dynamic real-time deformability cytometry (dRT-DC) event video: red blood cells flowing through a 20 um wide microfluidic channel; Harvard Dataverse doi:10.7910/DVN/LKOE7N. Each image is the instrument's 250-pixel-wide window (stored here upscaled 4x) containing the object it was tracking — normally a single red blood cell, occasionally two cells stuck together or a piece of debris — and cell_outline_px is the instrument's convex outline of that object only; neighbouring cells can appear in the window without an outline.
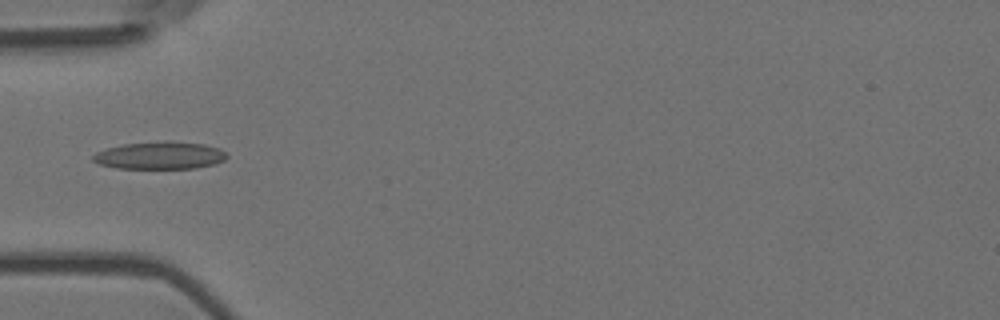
{"species": "Egyptian fruit bat (a non-hibernating species)", "species_latin": "Rousettus aegyptiacus", "temperature_condition": "room temperature", "stored_images_in_passage": 9, "camera_frame_rate_fps": 3000, "um_per_image_px": 0.085, "animal": {"sex": "female"}, "frame": {"image": 1, "passage_image": 6, "time_ms": 1.667, "image_size_px": [1000, 320], "cell_outline_px": [[228, 156], [224, 160], [216, 164], [196, 168], [116, 168], [100, 164], [92, 160], [92, 156], [96, 152], [108, 148], [124, 144], [164, 140], [172, 140], [204, 144], [220, 148]], "centroid_in_image_um": [13.62, 13.2], "position_along_channel_um": 71.4, "area_um2": 21.62}}
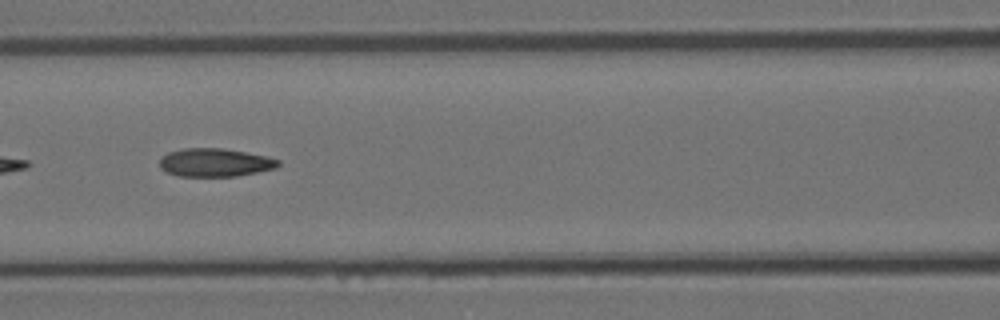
{"frame": {"image": 2, "passage_image": 8, "time_ms": 2.333, "image_size_px": [1000, 320], "cell_outline_px": [[280, 164], [276, 168], [236, 176], [180, 176], [168, 172], [160, 168], [160, 156], [168, 152], [184, 148], [224, 148], [268, 156], [280, 160]], "centroid_in_image_um": [18.28, 13.8], "position_along_channel_um": 148.3, "area_um2": 19.59}}
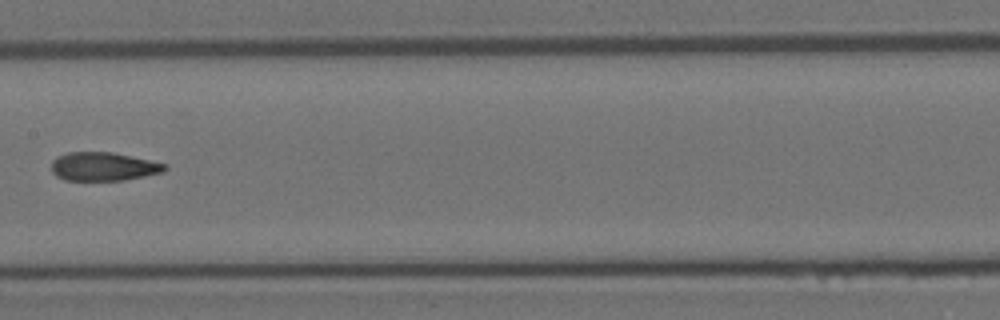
{"frame": {"image": 3, "passage_image": 9, "time_ms": 2.667, "image_size_px": [1000, 320], "cell_outline_px": [[168, 168], [164, 172], [124, 180], [64, 180], [56, 176], [52, 172], [52, 160], [56, 156], [68, 152], [112, 152], [168, 164]], "centroid_in_image_um": [8.79, 14.15], "position_along_channel_um": 198.6, "area_um2": 18.96}}